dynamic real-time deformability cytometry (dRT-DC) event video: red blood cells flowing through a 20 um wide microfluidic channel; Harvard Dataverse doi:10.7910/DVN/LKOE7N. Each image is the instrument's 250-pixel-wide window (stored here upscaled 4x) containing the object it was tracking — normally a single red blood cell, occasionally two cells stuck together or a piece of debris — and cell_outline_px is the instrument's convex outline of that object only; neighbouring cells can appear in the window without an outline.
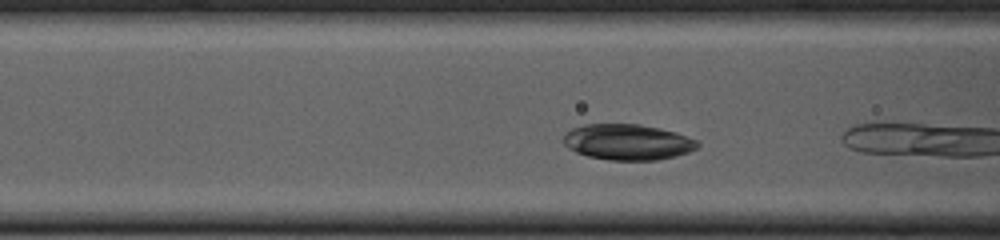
{"species": "common noctule bat (a hibernating species)", "species_latin": "Nyctalus noctula", "temperature_condition": "cold", "stored_images_in_passage": 4, "camera_frame_rate_fps": 3000, "um_per_image_px": 0.085, "animal": {"sex": "female", "body_mass_g": 23.0, "forearm_length_mm": 53.4}, "frame": {"image": 1, "passage_image": 3, "time_ms": 0.667, "image_size_px": [1000, 240], "cell_outline_px": [[700, 144], [696, 148], [688, 152], [676, 156], [656, 160], [608, 160], [588, 156], [576, 152], [568, 148], [564, 144], [564, 136], [572, 128], [584, 124], [640, 124], [660, 128], [676, 132], [696, 140]], "centroid_in_image_um": [53.35, 12.07], "position_along_channel_um": 113.3, "area_um2": 27.92}}